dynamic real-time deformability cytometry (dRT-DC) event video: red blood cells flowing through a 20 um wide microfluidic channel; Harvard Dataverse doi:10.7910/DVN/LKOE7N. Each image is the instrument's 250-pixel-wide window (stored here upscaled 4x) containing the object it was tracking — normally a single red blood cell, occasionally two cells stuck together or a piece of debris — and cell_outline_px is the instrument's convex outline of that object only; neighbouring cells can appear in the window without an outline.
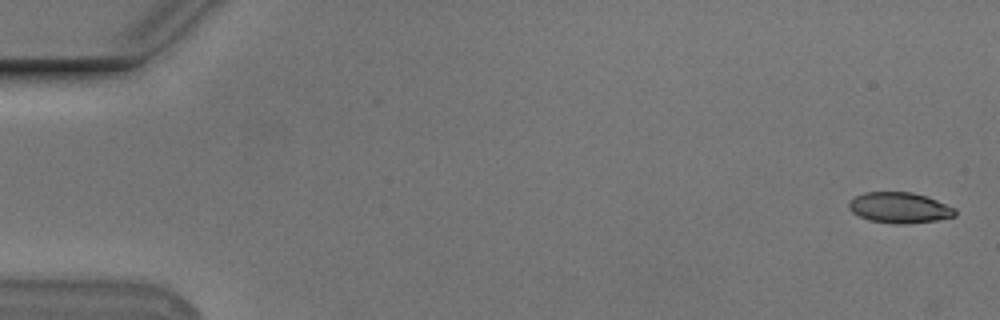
{"species": "Egyptian fruit bat (a non-hibernating species)", "species_latin": "Rousettus aegyptiacus", "temperature_condition": "cold", "stored_images_in_passage": 55, "camera_frame_rate_fps": 3000, "um_per_image_px": 0.085, "animal": {"sex": "male"}, "frame": {"image": 1, "passage_image": 1, "time_ms": 0.0, "image_size_px": [1000, 320], "cell_outline_px": [[956, 216], [936, 220], [904, 224], [892, 224], [868, 220], [852, 212], [848, 208], [848, 204], [856, 196], [864, 192], [912, 192], [936, 200], [956, 208]], "centroid_in_image_um": [76.46, 17.66], "position_along_channel_um": 8.5, "area_um2": 18.96}}
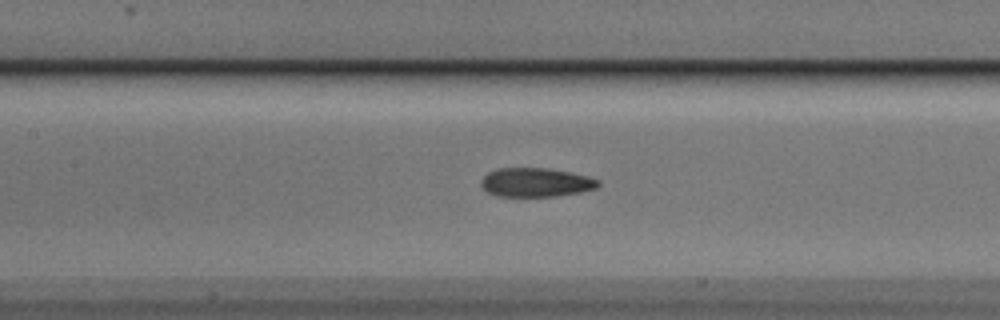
{"frame": {"image": 2, "passage_image": 25, "time_ms": 8.0, "image_size_px": [1000, 320], "cell_outline_px": [[600, 184], [596, 188], [580, 192], [556, 196], [496, 196], [488, 192], [480, 184], [480, 180], [488, 172], [496, 168], [544, 168], [572, 172], [588, 176], [600, 180]], "centroid_in_image_um": [45.55, 15.5], "position_along_channel_um": 161.9, "area_um2": 19.83}}
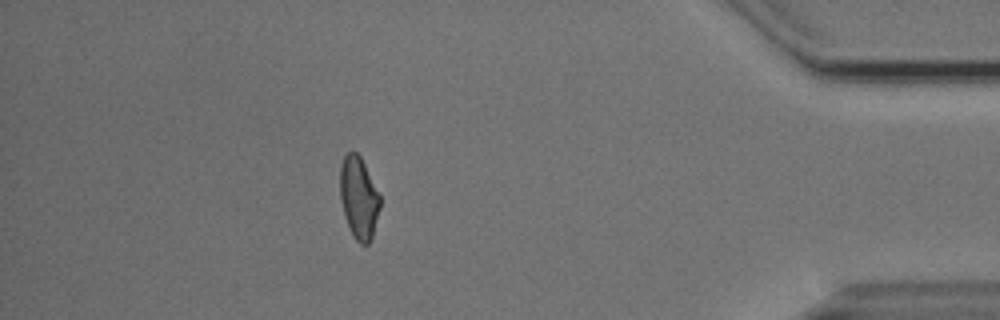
{"frame": {"image": 3, "passage_image": 48, "time_ms": 15.667, "image_size_px": [1000, 320], "cell_outline_px": [[380, 208], [372, 236], [368, 244], [360, 244], [352, 236], [344, 216], [340, 200], [340, 164], [344, 156], [352, 148], [360, 156], [380, 192]], "centroid_in_image_um": [30.49, 16.78], "position_along_channel_um": 404.7, "area_um2": 19.48}, "authors_computed_cell_mechanics": {"area_um2": 19.8254, "velocity_mm_per_s": 3.7546, "shape_relaxation_time_tau1_ms": 4.6825, "shape_relaxation_time_tau2_ms": 5.3668, "deformation_change_tau1": 0.1441, "deformation_change_tau2": 0.1006}}